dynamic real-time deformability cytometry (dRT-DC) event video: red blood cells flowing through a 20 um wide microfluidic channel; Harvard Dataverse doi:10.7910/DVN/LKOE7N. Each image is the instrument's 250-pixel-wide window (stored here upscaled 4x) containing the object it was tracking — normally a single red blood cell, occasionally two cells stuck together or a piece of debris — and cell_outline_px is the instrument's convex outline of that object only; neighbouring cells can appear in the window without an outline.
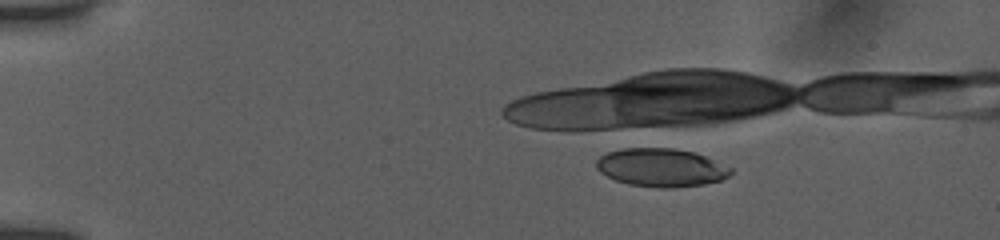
{"species": "human", "species_latin": "Homo sapiens", "temperature_condition": "room temperature", "stored_images_in_passage": 2, "camera_frame_rate_fps": 3000, "um_per_image_px": 0.085, "donor": {"sex": "female"}, "frame": {"image": 1, "passage_image": 1, "time_ms": 0.0, "image_size_px": [1000, 240], "cell_outline_px": [[732, 172], [728, 176], [720, 180], [704, 184], [672, 188], [660, 188], [628, 184], [616, 180], [600, 172], [596, 168], [596, 160], [600, 156], [608, 152], [624, 148], [672, 148], [692, 152], [704, 156], [732, 168]], "centroid_in_image_um": [56.17, 14.25], "position_along_channel_um": 28.8, "area_um2": 29.77}}